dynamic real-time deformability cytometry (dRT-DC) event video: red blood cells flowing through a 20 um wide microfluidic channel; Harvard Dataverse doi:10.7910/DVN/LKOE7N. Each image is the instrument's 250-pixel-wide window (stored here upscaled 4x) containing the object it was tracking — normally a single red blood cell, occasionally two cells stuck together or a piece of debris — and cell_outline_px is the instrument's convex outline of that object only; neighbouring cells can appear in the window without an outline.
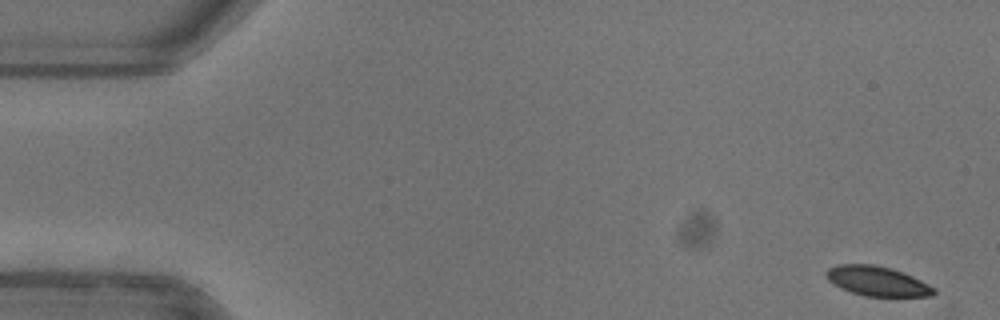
{"species": "common noctule bat (a hibernating species)", "species_latin": "Nyctalus noctula", "temperature_condition": "warm", "stored_images_in_passage": 51, "camera_frame_rate_fps": 3000, "um_per_image_px": 0.085, "animal": {"sex": "female"}, "frame": {"image": 1, "passage_image": 1, "time_ms": 0.0, "image_size_px": [1000, 320], "cell_outline_px": [[936, 292], [932, 296], [864, 296], [840, 288], [828, 280], [824, 276], [824, 272], [828, 268], [836, 264], [872, 264], [892, 268], [904, 272], [936, 288]], "centroid_in_image_um": [74.54, 23.88], "position_along_channel_um": 10.5, "area_um2": 18.79}}
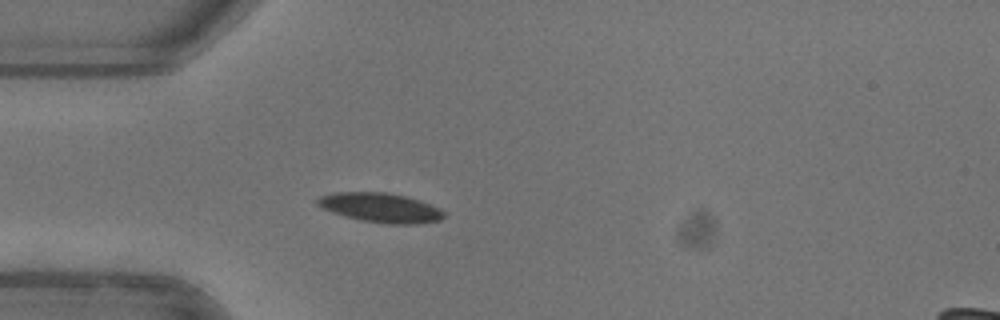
{"frame": {"image": 2, "passage_image": 14, "time_ms": 4.333, "image_size_px": [1000, 320], "cell_outline_px": [[444, 216], [440, 220], [416, 224], [388, 224], [364, 220], [344, 216], [332, 212], [316, 204], [316, 200], [320, 196], [336, 192], [388, 192], [404, 196], [440, 208], [444, 212]], "centroid_in_image_um": [32.33, 17.65], "position_along_channel_um": 52.7, "area_um2": 21.39}}
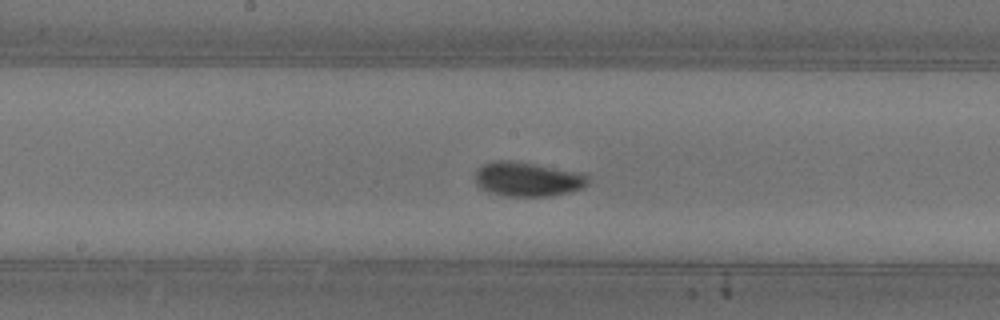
{"frame": {"image": 3, "passage_image": 26, "time_ms": 8.333, "image_size_px": [1000, 320], "cell_outline_px": [[588, 184], [584, 188], [568, 192], [548, 196], [500, 196], [488, 192], [480, 188], [476, 184], [476, 168], [484, 164], [496, 160], [508, 160], [580, 172], [588, 176]], "centroid_in_image_um": [44.82, 15.24], "position_along_channel_um": 203.4, "area_um2": 22.6}, "authors_computed_cell_mechanics": {"area_um2": 20.5768, "velocity_mm_per_s": 3.9555, "shape_relaxation_time_tau1_ms": 2.8288, "shape_relaxation_time_tau2_ms": null, "deformation_change_tau1": 0.1037, "deformation_change_tau2": null}}